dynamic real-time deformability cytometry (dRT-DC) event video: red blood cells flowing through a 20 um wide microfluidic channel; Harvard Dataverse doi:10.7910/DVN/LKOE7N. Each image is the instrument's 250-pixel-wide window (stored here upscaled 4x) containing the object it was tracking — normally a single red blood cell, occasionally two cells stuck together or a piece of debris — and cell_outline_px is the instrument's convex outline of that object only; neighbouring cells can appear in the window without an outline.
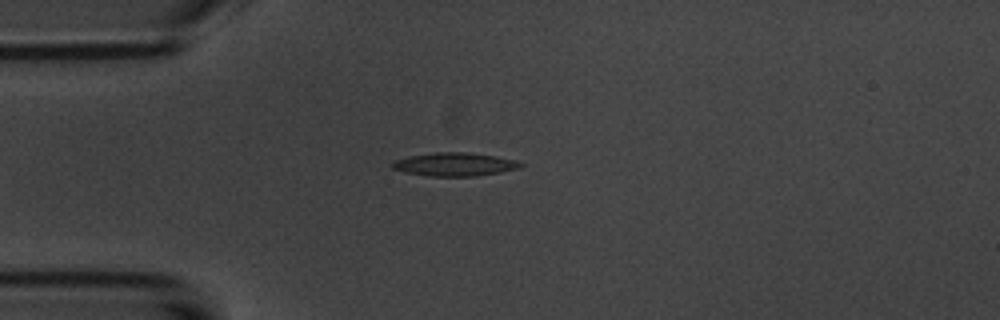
{"species": "common noctule bat (a hibernating species)", "species_latin": "Nyctalus noctula", "temperature_condition": "room temperature", "stored_images_in_passage": 41, "camera_frame_rate_fps": 3000, "um_per_image_px": 0.085, "animal": {"sex": "male", "body_mass_g": 20.1, "forearm_length_mm": 53.5}, "frame": {"image": 1, "passage_image": 1, "time_ms": 0.0, "image_size_px": [1000, 320], "cell_outline_px": [[524, 164], [520, 168], [500, 172], [476, 176], [428, 176], [404, 172], [392, 168], [392, 160], [408, 156], [436, 152], [468, 152], [496, 156], [516, 160]], "centroid_in_image_um": [38.63, 13.96], "position_along_channel_um": 46.4, "area_um2": 17.57}}
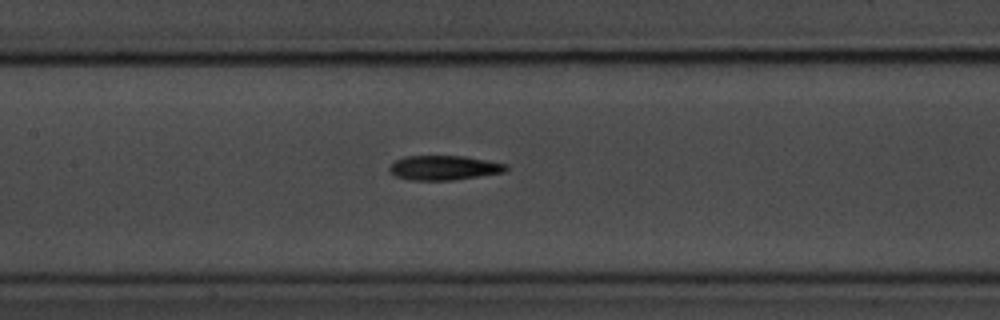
{"frame": {"image": 2, "passage_image": 12, "time_ms": 3.667, "image_size_px": [1000, 320], "cell_outline_px": [[508, 168], [504, 172], [452, 180], [412, 180], [396, 176], [388, 172], [388, 168], [396, 160], [404, 156], [464, 156], [508, 164]], "centroid_in_image_um": [37.72, 14.25], "position_along_channel_um": 169.7, "area_um2": 16.59}}
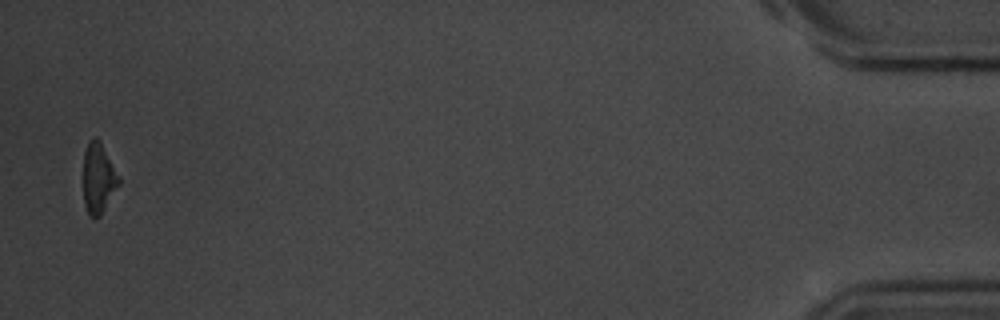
{"frame": {"image": 3, "passage_image": 40, "time_ms": 13.0, "image_size_px": [1000, 320], "cell_outline_px": [[120, 184], [100, 216], [88, 216], [84, 204], [84, 152], [88, 140], [92, 136], [96, 136], [100, 140], [120, 176]], "centroid_in_image_um": [8.37, 15.1], "position_along_channel_um": 426.8, "area_um2": 14.74}, "authors_computed_cell_mechanics": {"area_um2": 16.4152, "velocity_mm_per_s": 3.726, "shape_relaxation_time_tau1_ms": 4.7717, "shape_relaxation_time_tau2_ms": 6.5241, "deformation_change_tau1": 0.1651, "deformation_change_tau2": 0.1884}}